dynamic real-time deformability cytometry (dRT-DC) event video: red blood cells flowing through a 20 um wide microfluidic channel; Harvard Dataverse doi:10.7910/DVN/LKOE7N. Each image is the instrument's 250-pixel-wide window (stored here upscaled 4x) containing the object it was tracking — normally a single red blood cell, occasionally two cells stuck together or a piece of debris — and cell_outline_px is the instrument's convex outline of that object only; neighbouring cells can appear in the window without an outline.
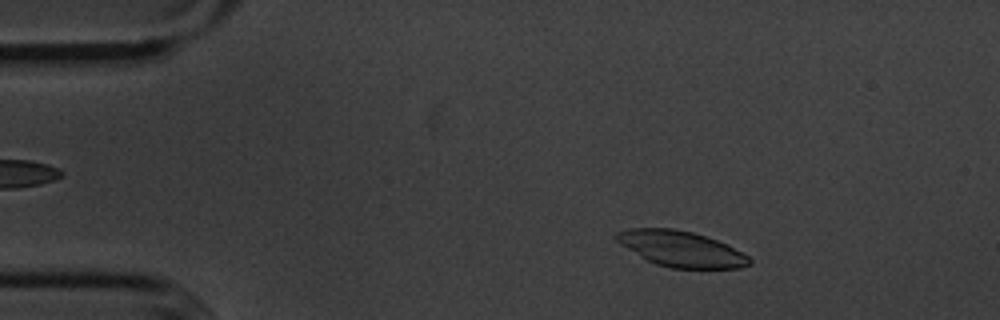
{"species": "common noctule bat (a hibernating species)", "species_latin": "Nyctalus noctula", "temperature_condition": "cold", "stored_images_in_passage": 54, "camera_frame_rate_fps": 3000, "um_per_image_px": 0.085, "animal": {"sex": "male", "body_mass_g": 20.1, "forearm_length_mm": 53.5}, "frame": {"image": 1, "passage_image": 8, "time_ms": 2.333, "image_size_px": [1000, 320], "cell_outline_px": [[752, 264], [740, 268], [672, 268], [656, 264], [640, 256], [620, 244], [612, 236], [616, 232], [632, 228], [672, 228], [692, 232], [716, 240], [748, 256], [752, 260]], "centroid_in_image_um": [57.85, 21.15], "position_along_channel_um": 27.1, "area_um2": 27.34}}
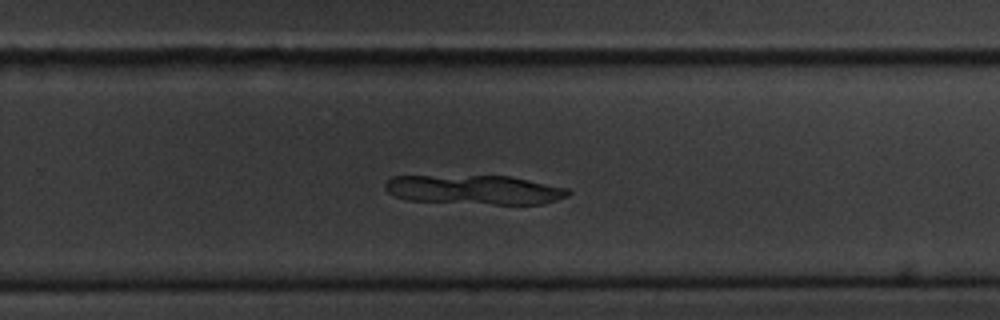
{"frame": {"image": 2, "passage_image": 35, "time_ms": 11.333, "image_size_px": [1000, 320], "cell_outline_px": [[572, 192], [568, 196], [544, 204], [492, 204], [408, 200], [396, 196], [388, 192], [384, 188], [384, 184], [392, 176], [508, 176], [568, 188]], "centroid_in_image_um": [40.35, 16.13], "position_along_channel_um": 289.5, "area_um2": 31.1}}